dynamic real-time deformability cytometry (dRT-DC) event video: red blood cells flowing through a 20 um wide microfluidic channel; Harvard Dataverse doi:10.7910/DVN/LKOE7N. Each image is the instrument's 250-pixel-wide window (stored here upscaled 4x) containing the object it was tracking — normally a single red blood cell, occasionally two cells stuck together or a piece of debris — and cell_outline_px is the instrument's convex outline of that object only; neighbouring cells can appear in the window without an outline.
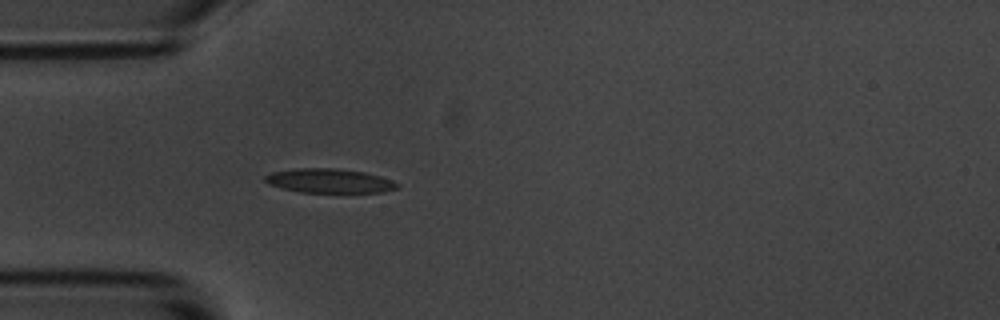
{"species": "common noctule bat (a hibernating species)", "species_latin": "Nyctalus noctula", "temperature_condition": "room temperature", "stored_images_in_passage": 1, "camera_frame_rate_fps": 3000, "um_per_image_px": 0.085, "animal": {"sex": "male", "body_mass_g": 20.1, "forearm_length_mm": 53.5}, "frame": {"image": 1, "passage_image": 1, "time_ms": 0.0, "image_size_px": [1000, 320], "cell_outline_px": [[400, 188], [380, 192], [300, 192], [268, 184], [264, 180], [264, 176], [272, 172], [296, 168], [332, 168], [364, 172], [380, 176], [392, 180], [400, 184]], "centroid_in_image_um": [28.01, 15.36], "position_along_channel_um": 57.0, "area_um2": 18.55}}